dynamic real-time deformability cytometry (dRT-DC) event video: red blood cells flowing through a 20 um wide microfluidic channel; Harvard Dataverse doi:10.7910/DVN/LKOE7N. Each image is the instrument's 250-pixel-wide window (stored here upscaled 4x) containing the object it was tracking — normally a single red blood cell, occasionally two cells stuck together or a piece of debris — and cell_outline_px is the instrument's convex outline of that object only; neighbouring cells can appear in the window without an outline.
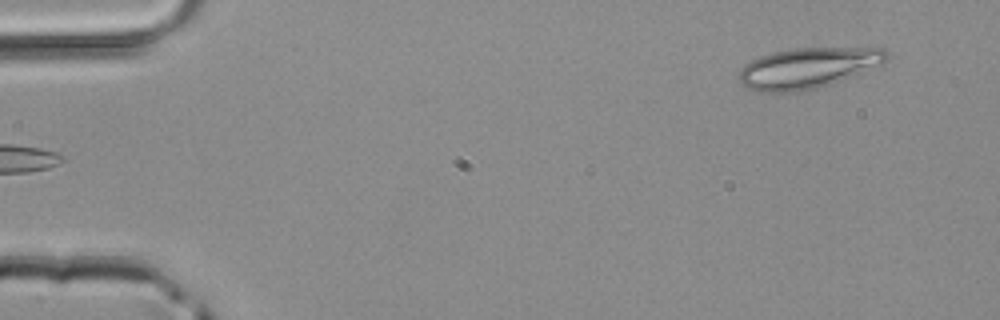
{"species": "common noctule bat (a hibernating species)", "species_latin": "Nyctalus noctula", "temperature_condition": "room temperature", "stored_images_in_passage": 3, "segment_of_instrument_passage": [2, 2], "camera_frame_rate_fps": 3000, "um_per_image_px": 0.085, "animal": {"sex": "male", "body_mass_g": 20.4}, "frame": {"image": 1, "passage_image": 3, "time_ms": 0.667, "image_size_px": [1000, 320], "cell_outline_px": [[888, 56], [884, 60], [840, 80], [816, 88], [800, 92], [756, 92], [748, 88], [740, 80], [740, 68], [744, 64], [760, 56], [792, 48], [884, 48], [888, 52]], "centroid_in_image_um": [68.56, 5.78], "position_along_channel_um": 16.4, "area_um2": 33.99}}